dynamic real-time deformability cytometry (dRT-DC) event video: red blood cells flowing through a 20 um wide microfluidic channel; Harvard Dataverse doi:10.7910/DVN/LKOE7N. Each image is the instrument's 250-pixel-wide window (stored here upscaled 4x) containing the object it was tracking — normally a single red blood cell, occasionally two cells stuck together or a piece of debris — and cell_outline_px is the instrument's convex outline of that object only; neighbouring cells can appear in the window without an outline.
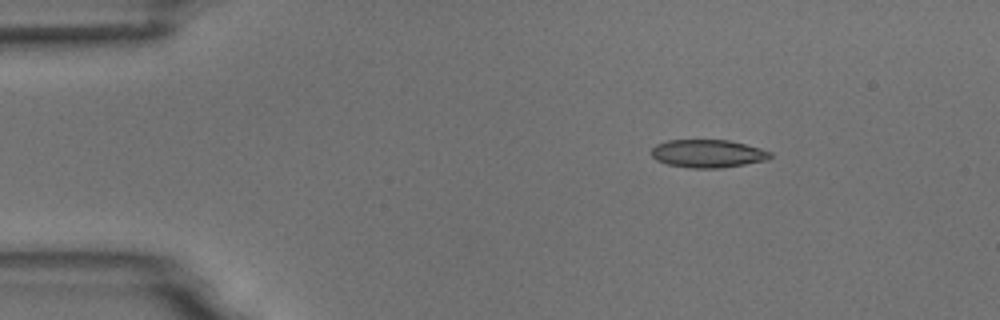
{"species": "common noctule bat (a hibernating species)", "species_latin": "Nyctalus noctula", "temperature_condition": "room temperature", "stored_images_in_passage": 46, "camera_frame_rate_fps": 3000, "um_per_image_px": 0.085, "animal": {"sex": "male", "body_mass_g": 18.8}, "frame": {"image": 1, "passage_image": 1, "time_ms": 0.0, "image_size_px": [1000, 320], "cell_outline_px": [[772, 156], [764, 160], [744, 164], [720, 168], [688, 168], [668, 164], [656, 160], [652, 156], [652, 148], [656, 144], [668, 140], [728, 140], [760, 148], [772, 152]], "centroid_in_image_um": [60.14, 13.05], "position_along_channel_um": 24.9, "area_um2": 19.25}}
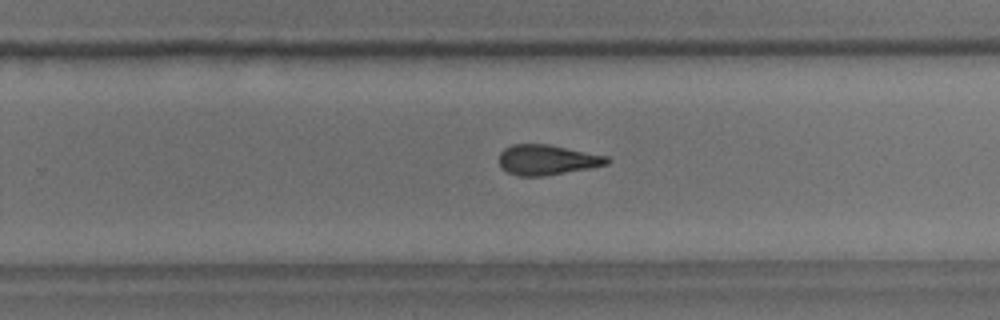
{"frame": {"image": 2, "passage_image": 27, "time_ms": 8.667, "image_size_px": [1000, 320], "cell_outline_px": [[612, 160], [608, 164], [592, 168], [544, 176], [520, 176], [508, 172], [500, 168], [500, 152], [504, 148], [512, 144], [548, 144], [608, 156]], "centroid_in_image_um": [46.53, 13.59], "position_along_channel_um": 283.3, "area_um2": 19.13}}
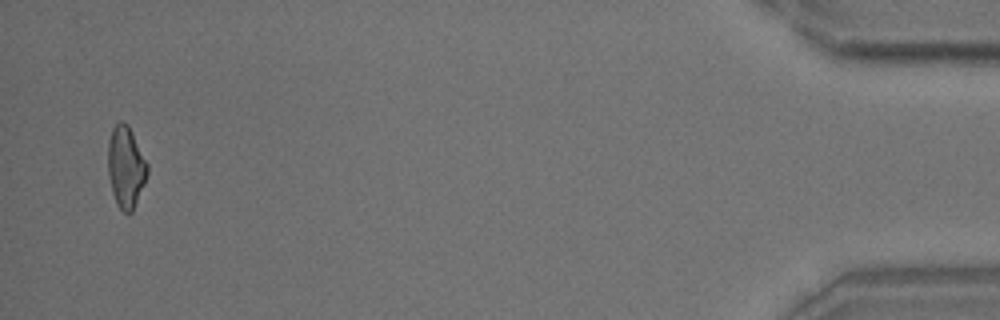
{"frame": {"image": 3, "passage_image": 45, "time_ms": 14.667, "image_size_px": [1000, 320], "cell_outline_px": [[148, 172], [144, 184], [132, 212], [128, 216], [116, 204], [112, 192], [108, 176], [108, 140], [112, 128], [120, 120], [124, 120], [128, 124], [148, 164]], "centroid_in_image_um": [10.68, 14.19], "position_along_channel_um": 424.5, "area_um2": 18.9}, "authors_computed_cell_mechanics": {"area_um2": 19.5075, "velocity_mm_per_s": 3.763, "shape_relaxation_time_tau1_ms": 7.7383, "shape_relaxation_time_tau2_ms": 2.6459, "deformation_change_tau1": 0.1982, "deformation_change_tau2": 0.1164}}